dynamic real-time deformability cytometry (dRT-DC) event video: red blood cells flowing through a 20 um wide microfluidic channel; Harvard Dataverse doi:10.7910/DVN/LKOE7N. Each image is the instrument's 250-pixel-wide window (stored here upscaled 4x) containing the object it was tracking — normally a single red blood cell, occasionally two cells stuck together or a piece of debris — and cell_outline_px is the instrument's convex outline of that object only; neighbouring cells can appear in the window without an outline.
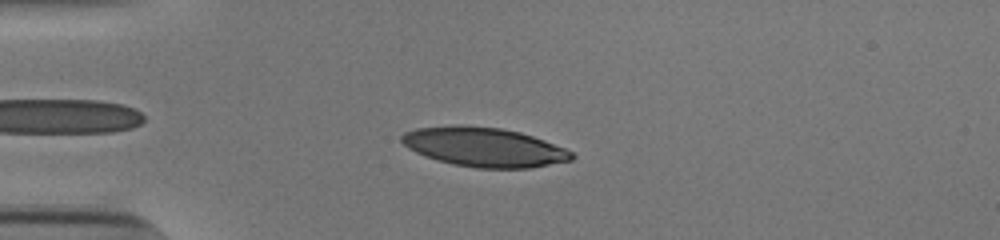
{"species": "human", "species_latin": "Homo sapiens", "temperature_condition": "cold", "stored_images_in_passage": 40, "camera_frame_rate_fps": 3000, "um_per_image_px": 0.085, "donor": {"sex": "male"}, "frame": {"image": 1, "passage_image": 5, "time_ms": 1.333, "image_size_px": [1000, 240], "cell_outline_px": [[576, 156], [572, 160], [528, 168], [476, 168], [452, 164], [436, 160], [416, 152], [408, 148], [400, 140], [400, 136], [404, 132], [416, 128], [456, 124], [500, 128], [520, 132], [544, 140], [564, 148], [572, 152]], "centroid_in_image_um": [41.11, 12.49], "position_along_channel_um": 43.9, "area_um2": 38.96}}
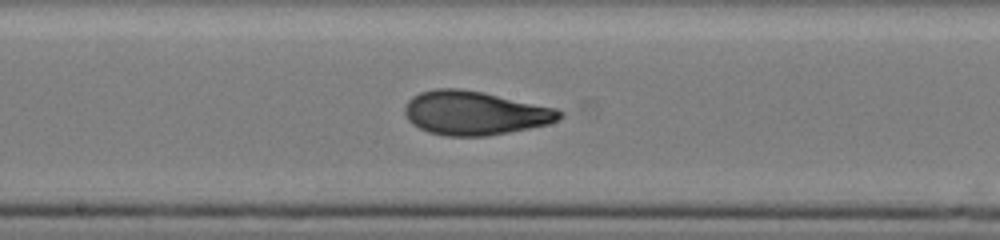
{"frame": {"image": 2, "passage_image": 20, "time_ms": 6.333, "image_size_px": [1000, 240], "cell_outline_px": [[564, 116], [548, 124], [508, 132], [484, 136], [444, 136], [428, 132], [412, 124], [408, 120], [404, 112], [404, 108], [408, 100], [412, 96], [420, 92], [436, 88], [460, 88], [484, 92], [556, 108], [564, 112]], "centroid_in_image_um": [40.33, 9.6], "position_along_channel_um": 207.9, "area_um2": 39.65}}
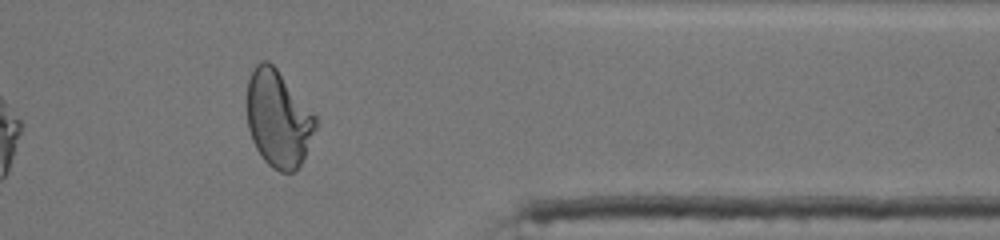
{"frame": {"image": 3, "passage_image": 35, "time_ms": 11.333, "image_size_px": [1000, 240], "cell_outline_px": [[316, 128], [304, 156], [296, 172], [280, 172], [272, 168], [264, 160], [256, 148], [252, 140], [248, 128], [248, 80], [256, 64], [264, 60], [268, 60], [276, 68], [316, 116]], "centroid_in_image_um": [23.65, 10.12], "position_along_channel_um": 387.8, "area_um2": 38.15}, "authors_computed_cell_mechanics": {"area_um2": 38.8994, "velocity_mm_per_s": 3.8551, "shape_relaxation_time_tau1_ms": 4.7066, "shape_relaxation_time_tau2_ms": 1.057, "deformation_change_tau1": 0.1993, "deformation_change_tau2": 0.0746}}